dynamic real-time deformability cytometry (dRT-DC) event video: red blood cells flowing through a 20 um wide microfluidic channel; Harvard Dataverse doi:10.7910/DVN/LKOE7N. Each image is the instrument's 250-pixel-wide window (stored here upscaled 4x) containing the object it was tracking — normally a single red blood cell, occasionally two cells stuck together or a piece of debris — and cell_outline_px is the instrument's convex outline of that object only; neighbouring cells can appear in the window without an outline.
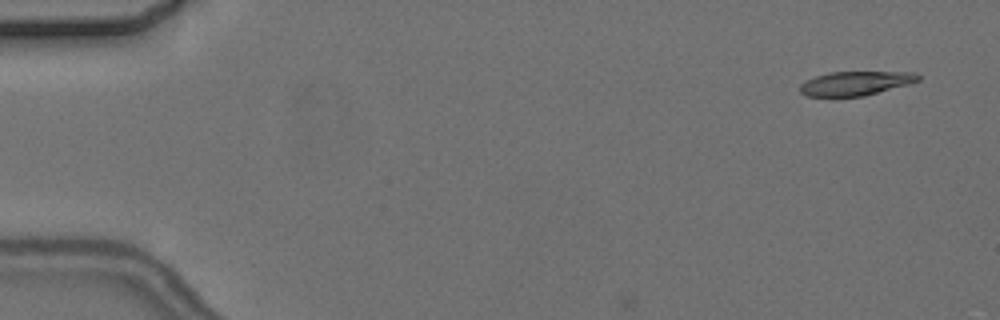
{"species": "common noctule bat (a hibernating species)", "species_latin": "Nyctalus noctula", "temperature_condition": "cold", "stored_images_in_passage": 3, "camera_frame_rate_fps": 3000, "um_per_image_px": 0.085, "animal": {"sex": "female", "body_mass_g": 24.6, "forearm_length_mm": 56.2}, "frame": {"image": 1, "passage_image": 1, "time_ms": 0.0, "image_size_px": [1000, 320], "cell_outline_px": [[920, 80], [908, 84], [864, 96], [808, 96], [800, 92], [800, 84], [816, 76], [828, 72], [916, 72], [920, 76]], "centroid_in_image_um": [72.74, 7.07], "position_along_channel_um": 12.3, "area_um2": 16.42}}